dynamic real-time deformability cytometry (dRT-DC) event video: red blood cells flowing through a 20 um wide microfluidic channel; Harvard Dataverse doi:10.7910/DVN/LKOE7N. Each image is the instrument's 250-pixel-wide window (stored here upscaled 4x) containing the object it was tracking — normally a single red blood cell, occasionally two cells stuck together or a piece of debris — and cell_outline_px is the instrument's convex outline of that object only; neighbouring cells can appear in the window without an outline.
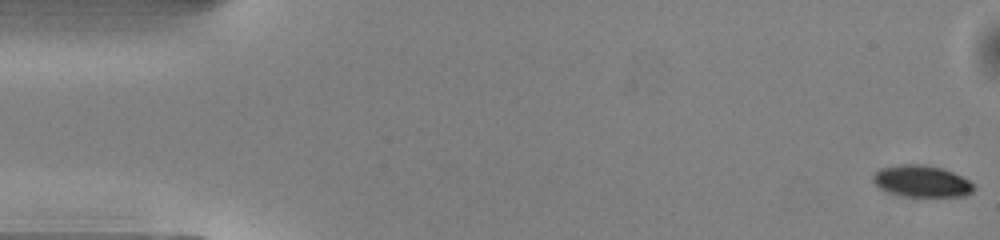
{"species": "common noctule bat (a hibernating species)", "species_latin": "Nyctalus noctula", "temperature_condition": "warm", "stored_images_in_passage": 51, "camera_frame_rate_fps": 3000, "um_per_image_px": 0.085, "animal": {"sex": "male", "body_mass_g": 13.0, "forearm_length_mm": 53.1}, "frame": {"image": 1, "passage_image": 1, "time_ms": 0.0, "image_size_px": [1000, 240], "cell_outline_px": [[976, 188], [972, 192], [964, 196], [908, 196], [892, 192], [880, 188], [872, 180], [872, 176], [880, 168], [900, 164], [924, 164], [944, 168], [968, 180]], "centroid_in_image_um": [78.35, 15.38], "position_along_channel_um": 6.6, "area_um2": 18.38}}
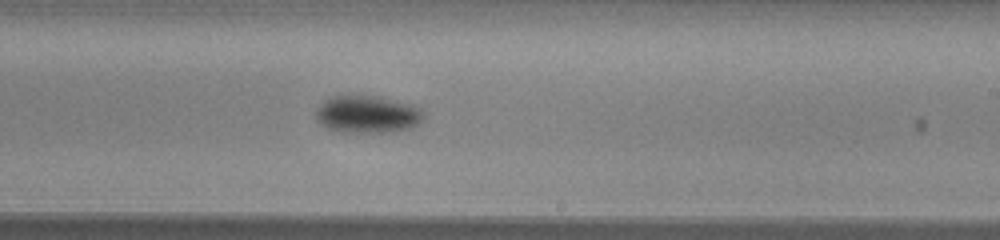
{"frame": {"image": 2, "passage_image": 30, "time_ms": 9.667, "image_size_px": [1000, 240], "cell_outline_px": [[424, 120], [412, 128], [388, 132], [344, 132], [328, 128], [320, 124], [316, 120], [316, 108], [328, 96], [340, 92], [356, 92], [380, 96], [416, 104], [424, 108]], "centroid_in_image_um": [31.24, 9.63], "position_along_channel_um": 257.8, "area_um2": 25.03}}
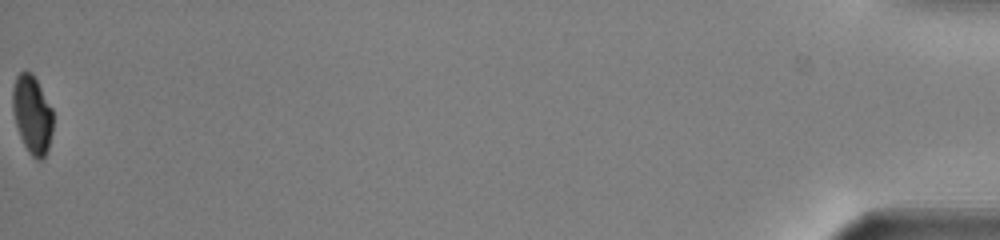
{"frame": {"image": 3, "passage_image": 51, "time_ms": 16.667, "image_size_px": [1000, 240], "cell_outline_px": [[52, 132], [48, 148], [44, 156], [40, 160], [36, 160], [28, 152], [20, 136], [16, 124], [12, 108], [12, 88], [16, 76], [20, 72], [32, 72], [52, 108]], "centroid_in_image_um": [2.72, 9.73], "position_along_channel_um": 432.5, "area_um2": 18.32}, "authors_computed_cell_mechanics": {"area_um2": 21.2704, "velocity_mm_per_s": 4.0618, "shape_relaxation_time_tau1_ms": 1.8352, "shape_relaxation_time_tau2_ms": null, "deformation_change_tau1": 0.0966, "deformation_change_tau2": null}}